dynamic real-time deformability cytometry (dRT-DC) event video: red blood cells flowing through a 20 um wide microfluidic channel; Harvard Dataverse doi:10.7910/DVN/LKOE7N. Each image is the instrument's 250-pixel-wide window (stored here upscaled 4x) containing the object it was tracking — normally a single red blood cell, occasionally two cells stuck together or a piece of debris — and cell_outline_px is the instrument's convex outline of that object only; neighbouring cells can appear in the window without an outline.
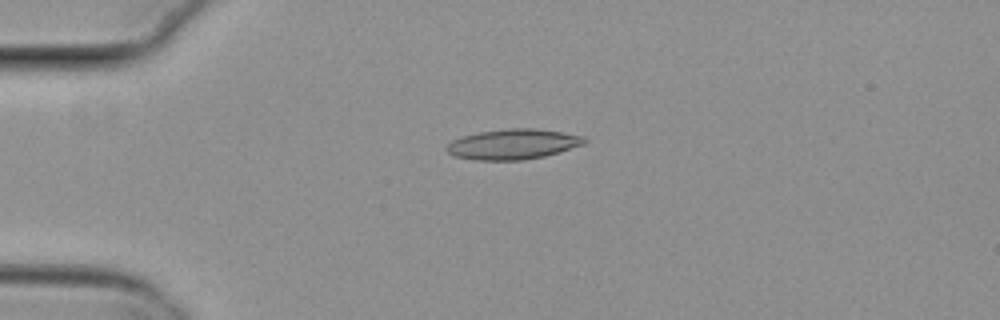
{"species": "common noctule bat (a hibernating species)", "species_latin": "Nyctalus noctula", "temperature_condition": "cold", "stored_images_in_passage": 3, "camera_frame_rate_fps": 3000, "um_per_image_px": 0.085, "animal": {"sex": "female", "body_mass_g": 29.2, "forearm_length_mm": 56.3}, "frame": {"image": 1, "passage_image": 2, "time_ms": 0.333, "image_size_px": [1000, 320], "cell_outline_px": [[588, 140], [584, 144], [560, 152], [544, 156], [524, 160], [476, 160], [452, 156], [444, 148], [452, 140], [464, 136], [480, 132], [508, 128], [532, 128], [560, 132], [584, 136]], "centroid_in_image_um": [43.6, 12.26], "position_along_channel_um": 41.4, "area_um2": 24.28}}